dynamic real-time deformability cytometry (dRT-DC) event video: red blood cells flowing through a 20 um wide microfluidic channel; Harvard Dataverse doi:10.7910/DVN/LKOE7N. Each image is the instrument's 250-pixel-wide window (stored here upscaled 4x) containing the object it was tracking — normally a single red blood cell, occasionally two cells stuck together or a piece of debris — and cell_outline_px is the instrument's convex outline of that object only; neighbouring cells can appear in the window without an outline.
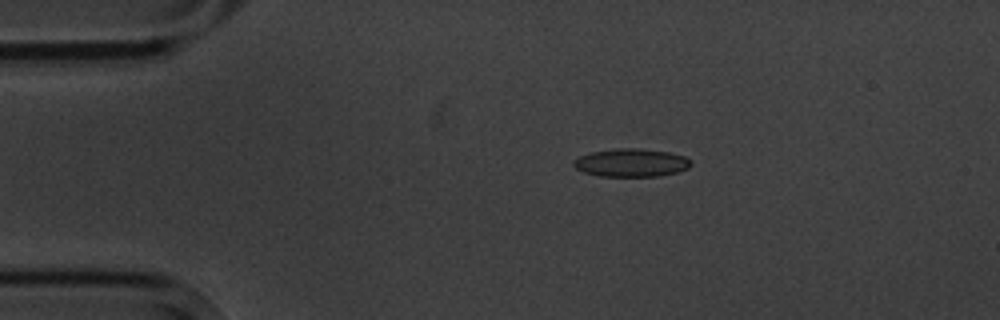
{"species": "common noctule bat (a hibernating species)", "species_latin": "Nyctalus noctula", "temperature_condition": "cold", "stored_images_in_passage": 6, "camera_frame_rate_fps": 3000, "um_per_image_px": 0.085, "animal": {"sex": "male", "body_mass_g": 20.1, "forearm_length_mm": 53.5}, "frame": {"image": 1, "passage_image": 1, "time_ms": 0.0, "image_size_px": [1000, 320], "cell_outline_px": [[692, 164], [688, 168], [676, 172], [660, 176], [600, 176], [584, 172], [576, 168], [572, 164], [572, 160], [580, 156], [592, 152], [616, 148], [636, 148], [668, 152], [684, 156], [692, 160]], "centroid_in_image_um": [53.65, 13.83], "position_along_channel_um": 31.3, "area_um2": 19.19}}
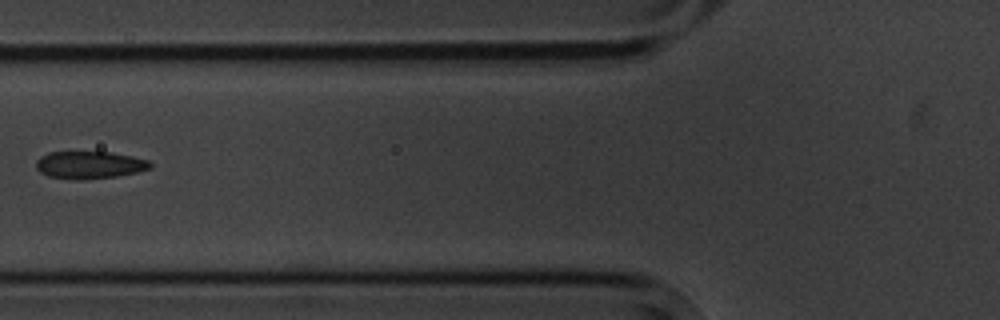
{"frame": {"image": 2, "passage_image": 4, "time_ms": 3.667, "image_size_px": [1000, 320], "cell_outline_px": [[152, 168], [136, 172], [116, 176], [84, 180], [76, 180], [48, 176], [40, 172], [36, 168], [36, 160], [40, 156], [48, 152], [112, 152], [132, 156], [148, 160], [152, 164]], "centroid_in_image_um": [7.59, 14.02], "position_along_channel_um": 118.2, "area_um2": 18.38}}
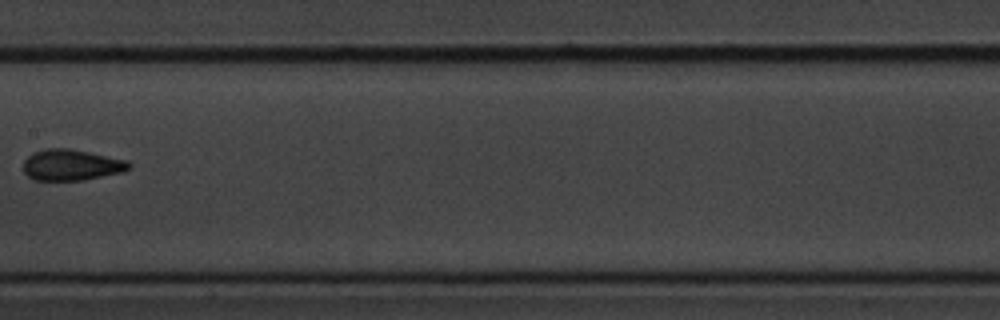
{"frame": {"image": 3, "passage_image": 6, "time_ms": 6.0, "image_size_px": [1000, 320], "cell_outline_px": [[132, 168], [124, 172], [84, 180], [36, 180], [28, 176], [24, 172], [24, 160], [32, 152], [44, 148], [68, 148], [128, 160], [132, 164]], "centroid_in_image_um": [6.1, 14.02], "position_along_channel_um": 201.3, "area_um2": 19.31}}